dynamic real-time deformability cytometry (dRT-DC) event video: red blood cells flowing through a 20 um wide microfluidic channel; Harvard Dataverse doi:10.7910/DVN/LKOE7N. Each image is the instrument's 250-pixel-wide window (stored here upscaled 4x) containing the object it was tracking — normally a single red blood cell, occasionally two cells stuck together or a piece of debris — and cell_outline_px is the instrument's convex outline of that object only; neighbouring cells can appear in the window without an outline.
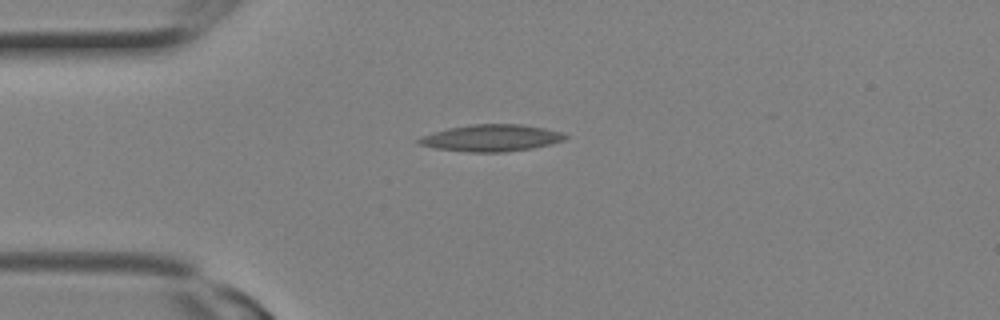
{"species": "Egyptian fruit bat (a non-hibernating species)", "species_latin": "Rousettus aegyptiacus", "temperature_condition": "room temperature", "stored_images_in_passage": 19, "camera_frame_rate_fps": 3000, "um_per_image_px": 0.085, "animal": {"sex": "female"}, "frame": {"image": 1, "passage_image": 1, "time_ms": 0.0, "image_size_px": [1000, 320], "cell_outline_px": [[568, 136], [564, 140], [532, 148], [504, 152], [468, 152], [436, 148], [420, 144], [416, 140], [432, 132], [448, 128], [472, 124], [524, 124], [544, 128], [560, 132]], "centroid_in_image_um": [41.76, 11.72], "position_along_channel_um": 43.2, "area_um2": 22.66}}
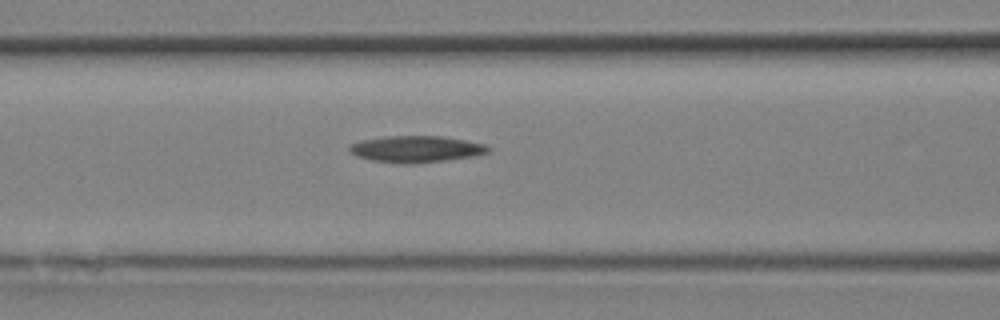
{"frame": {"image": 2, "passage_image": 5, "time_ms": 1.333, "image_size_px": [1000, 320], "cell_outline_px": [[492, 148], [488, 152], [476, 156], [416, 164], [400, 164], [372, 160], [356, 156], [348, 152], [348, 148], [352, 144], [364, 140], [388, 136], [440, 136], [464, 140], [484, 144]], "centroid_in_image_um": [35.38, 12.69], "position_along_channel_um": 131.2, "area_um2": 21.5}}
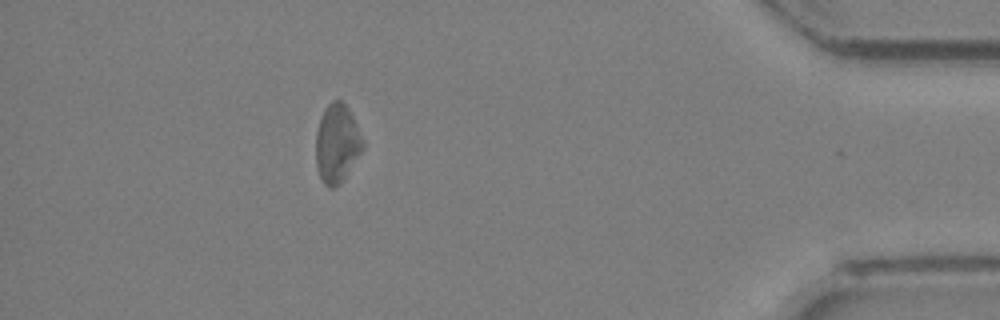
{"frame": {"image": 3, "passage_image": 17, "time_ms": 5.333, "image_size_px": [1000, 320], "cell_outline_px": [[364, 148], [340, 184], [332, 188], [328, 188], [320, 180], [316, 168], [316, 132], [320, 116], [324, 108], [332, 100], [340, 100], [348, 108], [364, 140]], "centroid_in_image_um": [28.62, 12.21], "position_along_channel_um": 406.6, "area_um2": 21.68}}